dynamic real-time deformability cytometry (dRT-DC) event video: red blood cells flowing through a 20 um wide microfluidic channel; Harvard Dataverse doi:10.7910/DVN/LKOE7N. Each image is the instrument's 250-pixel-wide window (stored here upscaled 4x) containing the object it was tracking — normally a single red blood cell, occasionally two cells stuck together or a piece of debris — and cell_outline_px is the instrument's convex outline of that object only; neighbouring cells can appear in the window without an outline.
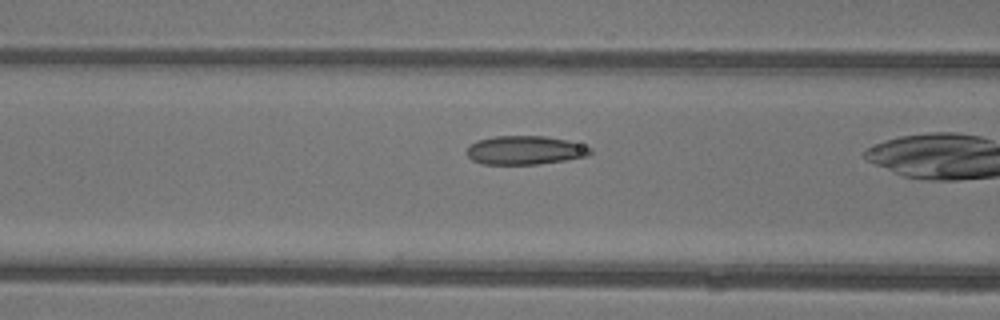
{"species": "common noctule bat (a hibernating species)", "species_latin": "Nyctalus noctula", "temperature_condition": "warm", "stored_images_in_passage": 17, "camera_frame_rate_fps": 3000, "um_per_image_px": 0.085, "animal": {"sex": "female"}, "frame": {"image": 1, "passage_image": 15, "time_ms": 4.667, "image_size_px": [1000, 320], "cell_outline_px": [[592, 152], [588, 156], [564, 160], [536, 164], [480, 164], [472, 160], [464, 152], [476, 140], [496, 136], [544, 136], [568, 140], [592, 148]], "centroid_in_image_um": [44.6, 12.77], "position_along_channel_um": 122.0, "area_um2": 20.69}}